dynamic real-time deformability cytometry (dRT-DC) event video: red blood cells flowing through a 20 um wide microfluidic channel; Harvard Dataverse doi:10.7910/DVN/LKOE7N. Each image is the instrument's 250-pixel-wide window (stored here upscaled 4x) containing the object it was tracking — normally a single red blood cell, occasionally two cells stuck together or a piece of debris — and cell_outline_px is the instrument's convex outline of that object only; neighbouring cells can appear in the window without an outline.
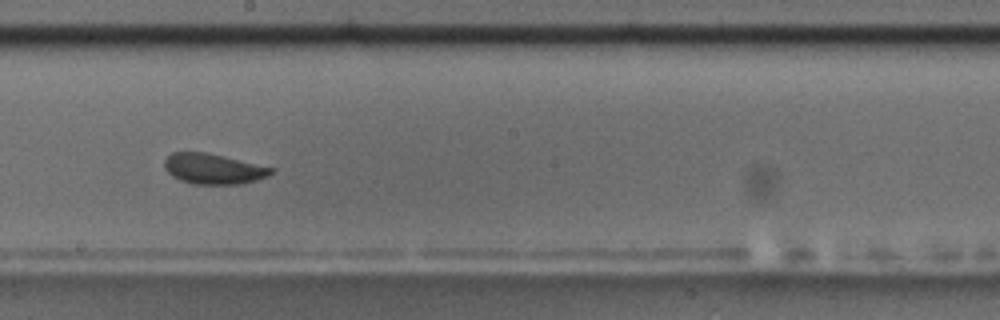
{"species": "common noctule bat (a hibernating species)", "species_latin": "Nyctalus noctula", "temperature_condition": "room temperature", "stored_images_in_passage": 15, "camera_frame_rate_fps": 3000, "um_per_image_px": 0.085, "animal": {"sex": "male", "body_mass_g": 17.5, "forearm_length_mm": 52.3}, "frame": {"image": 1, "passage_image": 7, "time_ms": 6.667, "image_size_px": [1000, 320], "cell_outline_px": [[276, 168], [268, 176], [244, 184], [192, 184], [180, 180], [172, 176], [164, 168], [164, 160], [172, 152], [204, 152], [224, 156]], "centroid_in_image_um": [18.14, 14.35], "position_along_channel_um": 230.1, "area_um2": 19.02}}
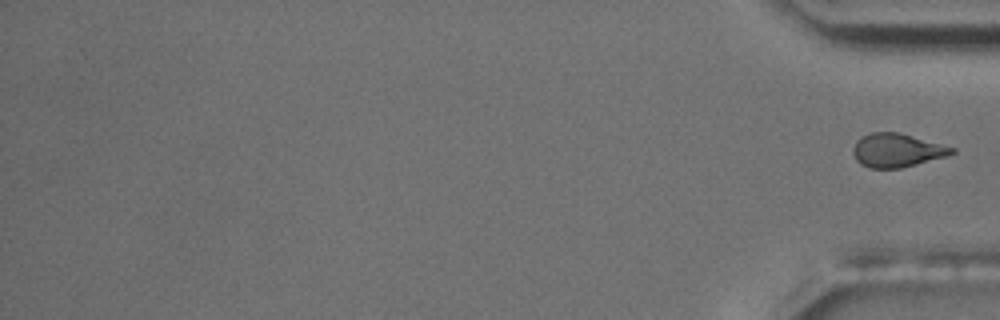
{"frame": {"image": 2, "passage_image": 15, "time_ms": 15.667, "image_size_px": [1000, 320], "cell_outline_px": [[956, 152], [948, 156], [900, 168], [868, 168], [860, 164], [856, 160], [852, 152], [852, 148], [856, 140], [860, 136], [872, 132], [900, 132], [956, 148]], "centroid_in_image_um": [76.22, 12.77], "position_along_channel_um": 359.0, "area_um2": 19.59}}